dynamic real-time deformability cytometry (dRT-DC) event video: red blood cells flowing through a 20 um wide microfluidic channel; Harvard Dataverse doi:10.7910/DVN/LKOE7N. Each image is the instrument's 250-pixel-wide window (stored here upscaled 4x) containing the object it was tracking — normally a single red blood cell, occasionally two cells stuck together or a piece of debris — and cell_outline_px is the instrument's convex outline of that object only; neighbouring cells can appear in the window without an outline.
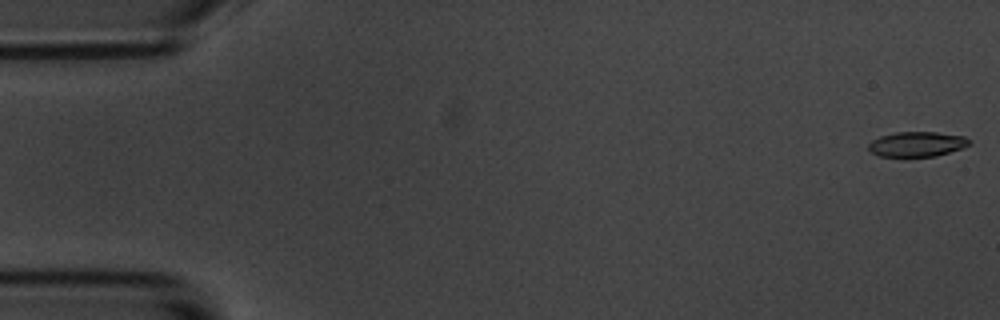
{"species": "common noctule bat (a hibernating species)", "species_latin": "Nyctalus noctula", "temperature_condition": "room temperature", "stored_images_in_passage": 56, "camera_frame_rate_fps": 3000, "um_per_image_px": 0.085, "animal": {"sex": "male", "body_mass_g": 20.1, "forearm_length_mm": 53.5}, "frame": {"image": 1, "passage_image": 1, "time_ms": 0.0, "image_size_px": [1000, 320], "cell_outline_px": [[972, 144], [936, 156], [904, 160], [880, 156], [872, 152], [868, 148], [868, 144], [872, 140], [880, 136], [896, 132], [936, 132], [964, 136], [972, 140]], "centroid_in_image_um": [77.91, 12.3], "position_along_channel_um": 7.1, "area_um2": 15.37}}
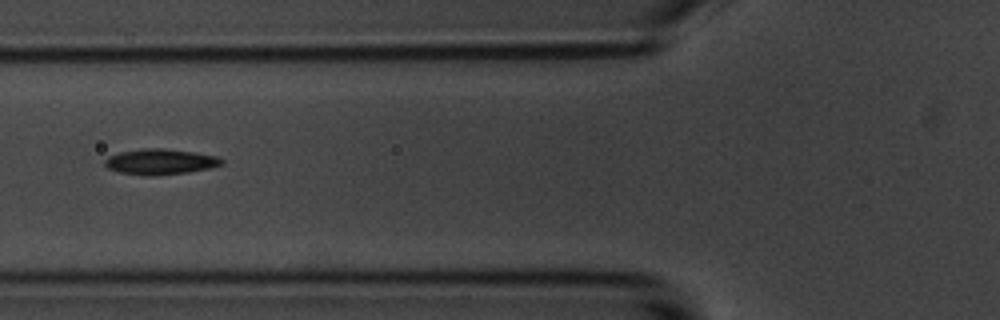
{"frame": {"image": 2, "passage_image": 21, "time_ms": 6.667, "image_size_px": [1000, 320], "cell_outline_px": [[224, 164], [208, 168], [188, 172], [152, 176], [148, 176], [120, 172], [108, 168], [104, 164], [104, 160], [108, 156], [120, 152], [144, 148], [164, 148], [192, 152], [216, 156], [224, 160]], "centroid_in_image_um": [13.61, 13.74], "position_along_channel_um": 112.2, "area_um2": 17.34}}
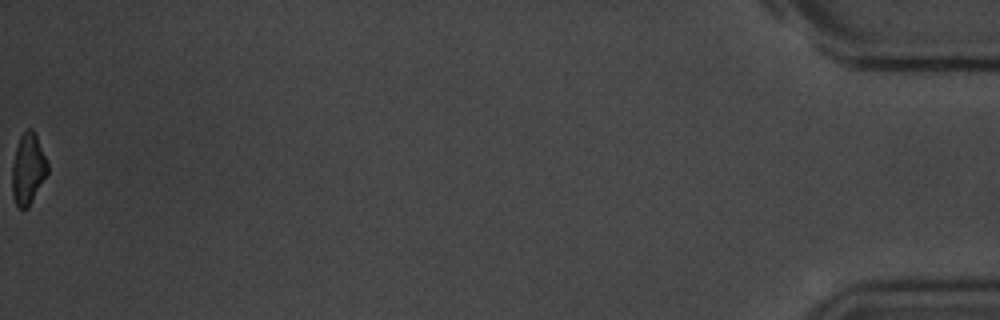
{"frame": {"image": 3, "passage_image": 56, "time_ms": 18.333, "image_size_px": [1000, 320], "cell_outline_px": [[48, 172], [28, 208], [24, 212], [16, 208], [12, 196], [12, 164], [16, 148], [20, 136], [28, 128], [32, 128], [36, 136], [48, 164]], "centroid_in_image_um": [2.35, 14.44], "position_along_channel_um": 432.8, "area_um2": 14.74}, "authors_computed_cell_mechanics": {"area_um2": 16.1551, "velocity_mm_per_s": 3.6197, "shape_relaxation_time_tau1_ms": 3.0424, "shape_relaxation_time_tau2_ms": 6.0831, "deformation_change_tau1": 0.1048, "deformation_change_tau2": 0.1207}}